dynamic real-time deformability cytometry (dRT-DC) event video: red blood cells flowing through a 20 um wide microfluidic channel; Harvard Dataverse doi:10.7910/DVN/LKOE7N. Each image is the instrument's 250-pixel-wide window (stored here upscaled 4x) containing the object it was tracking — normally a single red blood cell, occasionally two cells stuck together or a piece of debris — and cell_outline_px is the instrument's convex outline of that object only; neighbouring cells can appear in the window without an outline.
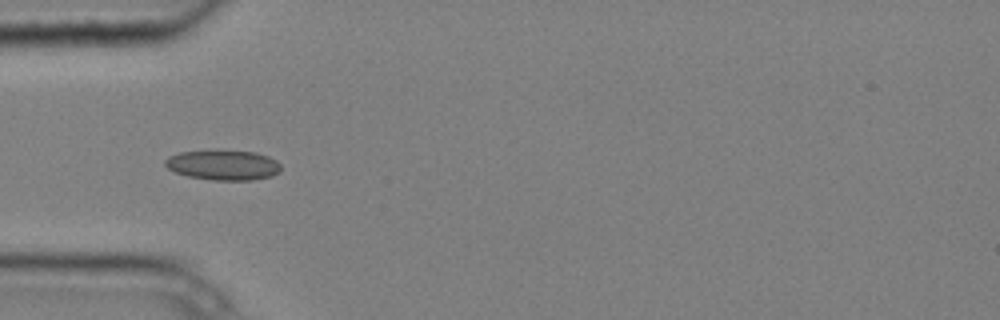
{"species": "common noctule bat (a hibernating species)", "species_latin": "Nyctalus noctula", "temperature_condition": "cold", "stored_images_in_passage": 10, "camera_frame_rate_fps": 3000, "um_per_image_px": 0.085, "animal": {"sex": "male", "body_mass_g": 20.4}, "frame": {"image": 1, "passage_image": 1, "time_ms": 0.0, "image_size_px": [1000, 320], "cell_outline_px": [[280, 172], [272, 176], [252, 180], [212, 180], [188, 176], [176, 172], [168, 168], [164, 164], [164, 160], [168, 156], [180, 152], [256, 152], [268, 156], [276, 160], [280, 164]], "centroid_in_image_um": [18.99, 14.05], "position_along_channel_um": 66.0, "area_um2": 19.83}}
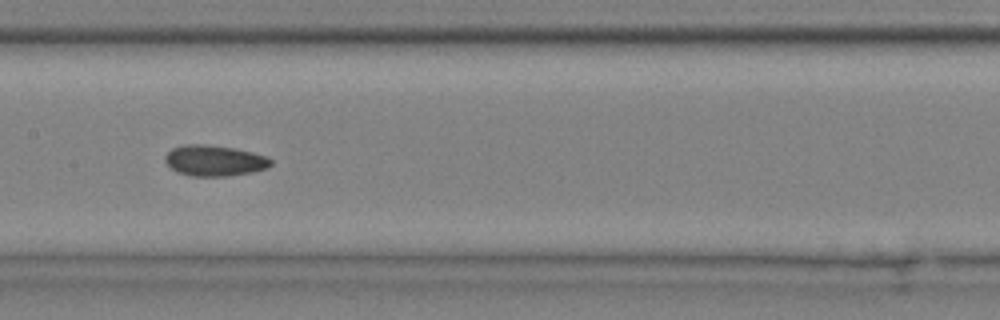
{"frame": {"image": 2, "passage_image": 4, "time_ms": 1.0, "image_size_px": [1000, 320], "cell_outline_px": [[272, 164], [268, 168], [252, 172], [228, 176], [192, 176], [176, 172], [164, 160], [164, 156], [172, 148], [184, 144], [204, 144], [236, 148], [268, 156], [272, 160]], "centroid_in_image_um": [18.25, 13.65], "position_along_channel_um": 189.2, "area_um2": 19.19}}
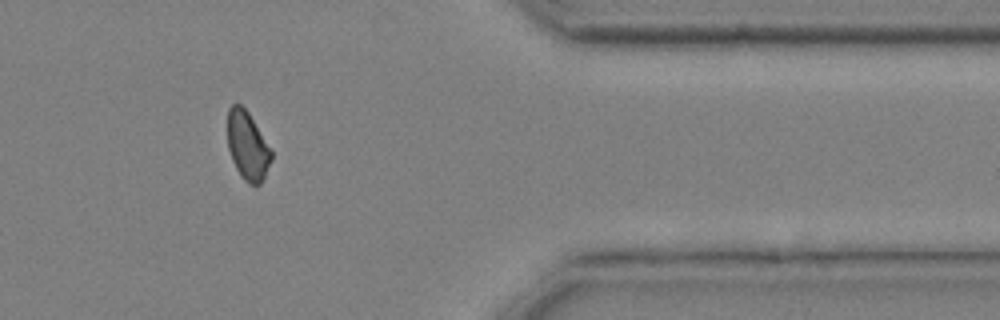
{"frame": {"image": 3, "passage_image": 9, "time_ms": 2.667, "image_size_px": [1000, 320], "cell_outline_px": [[272, 160], [260, 184], [248, 184], [240, 176], [232, 160], [228, 148], [228, 108], [232, 104], [240, 104], [248, 112], [272, 152]], "centroid_in_image_um": [21.02, 12.4], "position_along_channel_um": 390.4, "area_um2": 17.22}}